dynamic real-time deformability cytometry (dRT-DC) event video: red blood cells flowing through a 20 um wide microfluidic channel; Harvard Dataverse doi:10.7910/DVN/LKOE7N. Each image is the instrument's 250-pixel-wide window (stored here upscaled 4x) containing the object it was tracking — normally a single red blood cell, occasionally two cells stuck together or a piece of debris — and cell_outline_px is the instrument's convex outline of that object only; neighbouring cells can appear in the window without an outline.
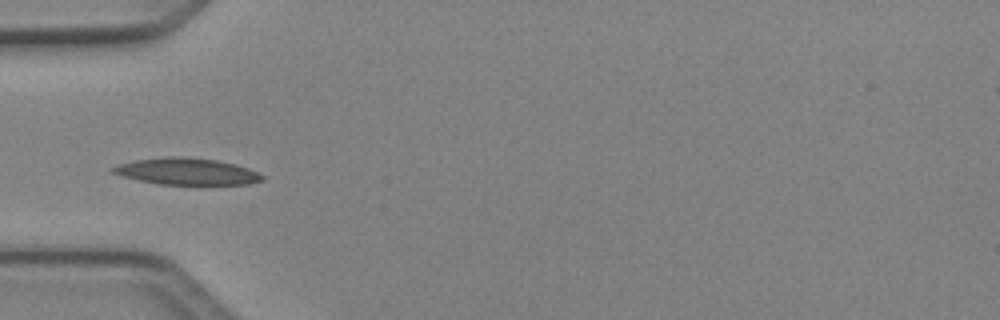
{"species": "Egyptian fruit bat (a non-hibernating species)", "species_latin": "Rousettus aegyptiacus", "temperature_condition": "cold", "stored_images_in_passage": 5, "camera_frame_rate_fps": 3000, "um_per_image_px": 0.085, "animal": {"sex": "female"}, "frame": {"image": 1, "passage_image": 5, "time_ms": 1.333, "image_size_px": [1000, 320], "cell_outline_px": [[264, 180], [248, 184], [204, 188], [196, 188], [160, 184], [120, 176], [112, 172], [108, 168], [120, 164], [136, 160], [164, 156], [184, 156], [216, 160], [236, 164], [248, 168], [264, 176]], "centroid_in_image_um": [15.93, 14.63], "position_along_channel_um": 69.1, "area_um2": 24.57}}